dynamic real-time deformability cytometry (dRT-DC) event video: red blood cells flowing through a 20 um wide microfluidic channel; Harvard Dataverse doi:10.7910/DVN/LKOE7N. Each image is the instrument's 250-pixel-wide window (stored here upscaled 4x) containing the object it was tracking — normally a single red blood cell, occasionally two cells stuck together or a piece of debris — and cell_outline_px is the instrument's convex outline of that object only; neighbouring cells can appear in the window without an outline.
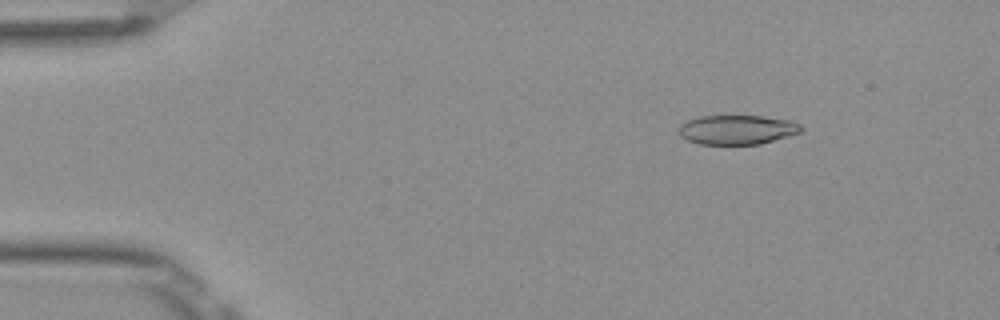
{"species": "Egyptian fruit bat (a non-hibernating species)", "species_latin": "Rousettus aegyptiacus", "temperature_condition": "room temperature", "stored_images_in_passage": 16, "camera_frame_rate_fps": 3000, "um_per_image_px": 0.085, "frame": {"image": 1, "passage_image": 7, "time_ms": 2.0, "image_size_px": [1000, 320], "cell_outline_px": [[804, 128], [800, 132], [788, 136], [760, 144], [700, 144], [688, 140], [680, 136], [680, 124], [688, 120], [700, 116], [764, 116], [792, 120], [800, 124]], "centroid_in_image_um": [62.69, 11.02], "position_along_channel_um": 22.3, "area_um2": 20.92}}